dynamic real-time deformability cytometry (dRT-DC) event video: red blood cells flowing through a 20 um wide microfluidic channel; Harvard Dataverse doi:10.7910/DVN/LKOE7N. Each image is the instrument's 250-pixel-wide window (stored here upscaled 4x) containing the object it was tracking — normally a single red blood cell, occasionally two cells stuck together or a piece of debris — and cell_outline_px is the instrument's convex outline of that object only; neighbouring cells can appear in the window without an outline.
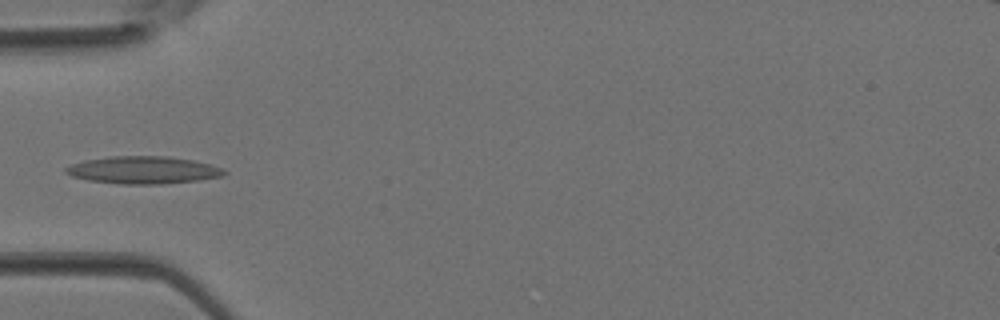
{"species": "Egyptian fruit bat (a non-hibernating species)", "species_latin": "Rousettus aegyptiacus", "temperature_condition": "room temperature", "stored_images_in_passage": 4, "camera_frame_rate_fps": 3000, "um_per_image_px": 0.085, "animal": {"sex": "female"}, "frame": {"image": 1, "passage_image": 4, "time_ms": 1.0, "image_size_px": [1000, 320], "cell_outline_px": [[228, 172], [220, 176], [200, 180], [160, 184], [120, 184], [88, 180], [72, 176], [64, 172], [64, 168], [72, 164], [84, 160], [108, 156], [168, 156], [192, 160], [208, 164], [220, 168]], "centroid_in_image_um": [12.12, 14.45], "position_along_channel_um": 72.9, "area_um2": 25.26}}